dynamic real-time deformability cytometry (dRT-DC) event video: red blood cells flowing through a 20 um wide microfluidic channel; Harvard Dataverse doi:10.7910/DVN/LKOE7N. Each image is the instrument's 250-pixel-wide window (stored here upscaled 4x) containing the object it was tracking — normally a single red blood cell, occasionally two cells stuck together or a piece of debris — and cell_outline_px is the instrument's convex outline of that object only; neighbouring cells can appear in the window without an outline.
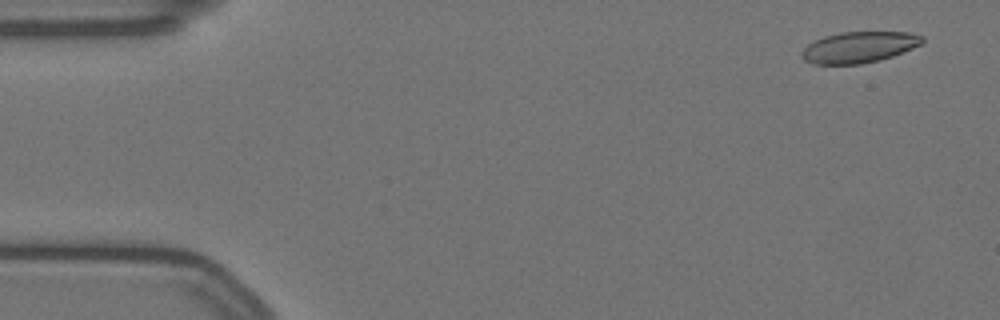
{"species": "Egyptian fruit bat (a non-hibernating species)", "species_latin": "Rousettus aegyptiacus", "temperature_condition": "warm", "stored_images_in_passage": 17, "camera_frame_rate_fps": 3000, "um_per_image_px": 0.085, "animal": {"sex": "female"}, "frame": {"image": 1, "passage_image": 3, "time_ms": 0.667, "image_size_px": [1000, 320], "cell_outline_px": [[924, 40], [920, 44], [912, 48], [892, 56], [880, 60], [860, 64], [812, 64], [804, 60], [800, 56], [800, 52], [808, 44], [824, 36], [840, 32], [912, 32], [924, 36]], "centroid_in_image_um": [73.0, 4.01], "position_along_channel_um": 12.0, "area_um2": 21.91}}
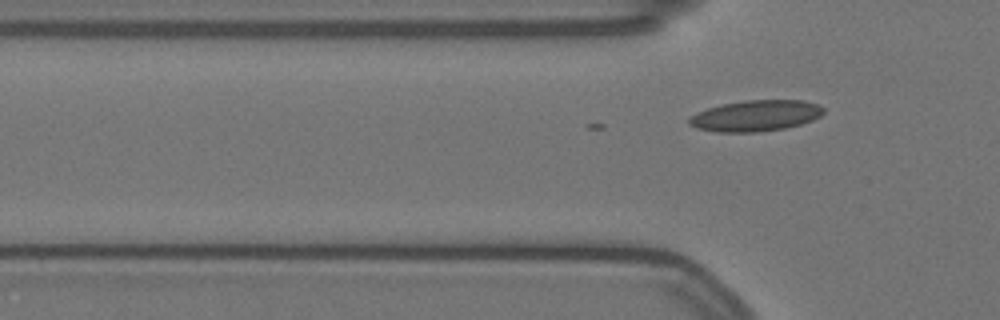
{"frame": {"image": 2, "passage_image": 17, "time_ms": 5.333, "image_size_px": [1000, 320], "cell_outline_px": [[824, 112], [820, 116], [812, 120], [800, 124], [784, 128], [756, 132], [716, 132], [696, 128], [688, 124], [688, 120], [696, 112], [720, 104], [744, 100], [804, 100], [816, 104], [824, 108]], "centroid_in_image_um": [64.21, 9.83], "position_along_channel_um": 61.6, "area_um2": 24.33}}